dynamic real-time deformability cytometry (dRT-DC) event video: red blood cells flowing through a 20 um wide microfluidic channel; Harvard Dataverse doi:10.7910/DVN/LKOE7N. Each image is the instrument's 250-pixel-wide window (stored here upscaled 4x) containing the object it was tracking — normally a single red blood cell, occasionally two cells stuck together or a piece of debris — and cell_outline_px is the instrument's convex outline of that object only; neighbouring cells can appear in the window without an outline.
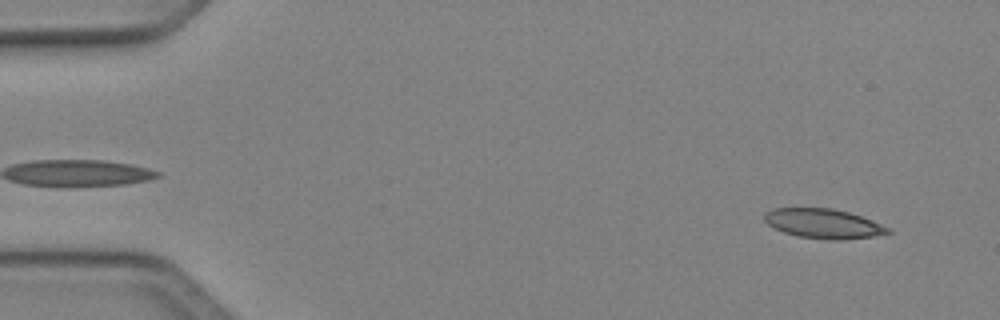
{"species": "Egyptian fruit bat (a non-hibernating species)", "species_latin": "Rousettus aegyptiacus", "temperature_condition": "cold", "stored_images_in_passage": 49, "camera_frame_rate_fps": 3000, "um_per_image_px": 0.085, "animal": {"sex": "female"}, "frame": {"image": 1, "passage_image": 3, "time_ms": 0.667, "image_size_px": [1000, 320], "cell_outline_px": [[892, 232], [876, 236], [840, 240], [828, 240], [796, 236], [784, 232], [768, 224], [764, 220], [764, 212], [772, 208], [832, 208], [848, 212], [872, 220], [892, 228]], "centroid_in_image_um": [70.01, 19.01], "position_along_channel_um": 15.0, "area_um2": 21.44}}
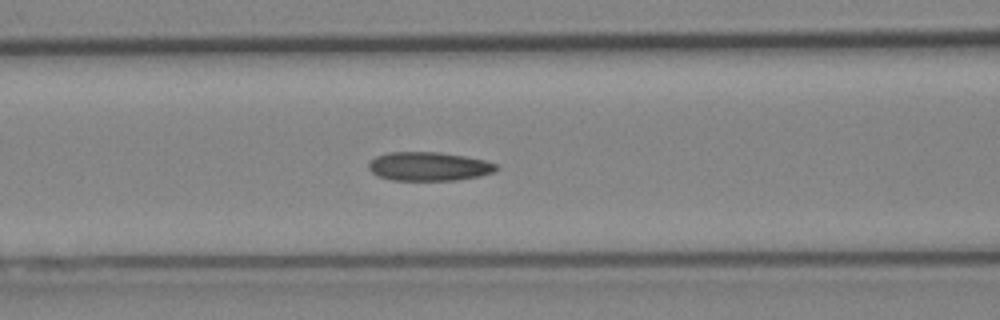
{"frame": {"image": 2, "passage_image": 20, "time_ms": 6.333, "image_size_px": [1000, 320], "cell_outline_px": [[500, 168], [492, 172], [480, 176], [456, 180], [392, 180], [380, 176], [372, 172], [368, 168], [368, 164], [376, 156], [388, 152], [440, 152], [464, 156], [484, 160], [500, 164]], "centroid_in_image_um": [36.49, 14.14], "position_along_channel_um": 130.1, "area_um2": 21.44}}
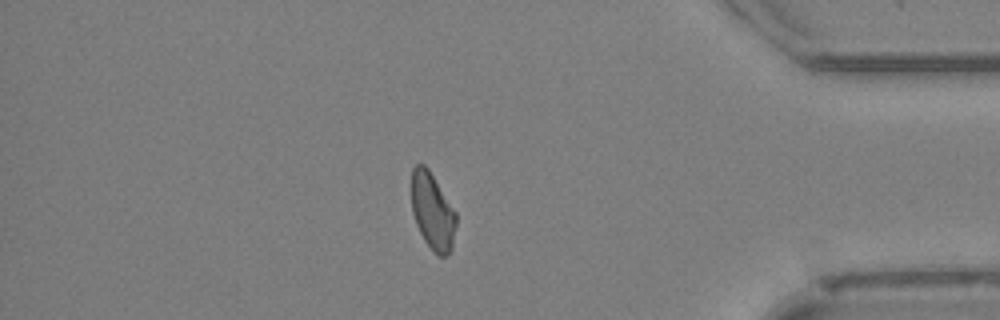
{"frame": {"image": 3, "passage_image": 42, "time_ms": 13.667, "image_size_px": [1000, 320], "cell_outline_px": [[456, 224], [452, 248], [444, 256], [440, 256], [424, 240], [416, 224], [412, 212], [412, 168], [416, 164], [424, 164], [428, 168], [456, 212]], "centroid_in_image_um": [36.76, 17.93], "position_along_channel_um": 398.4, "area_um2": 19.65}}